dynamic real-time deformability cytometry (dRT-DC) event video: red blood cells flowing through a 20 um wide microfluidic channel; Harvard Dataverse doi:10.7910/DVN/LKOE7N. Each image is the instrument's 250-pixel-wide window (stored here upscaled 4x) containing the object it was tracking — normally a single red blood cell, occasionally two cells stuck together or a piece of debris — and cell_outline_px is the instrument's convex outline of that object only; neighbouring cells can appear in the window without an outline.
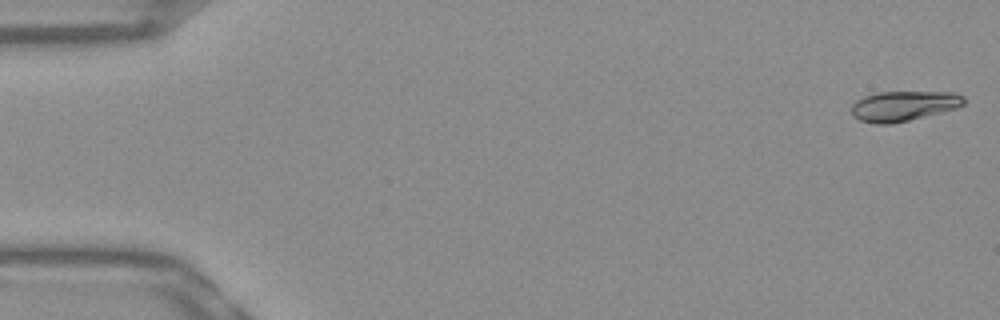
{"species": "Egyptian fruit bat (a non-hibernating species)", "species_latin": "Rousettus aegyptiacus", "temperature_condition": "warm", "stored_images_in_passage": 52, "camera_frame_rate_fps": 3000, "um_per_image_px": 0.085, "frame": {"image": 1, "passage_image": 1, "time_ms": 0.0, "image_size_px": [1000, 320], "cell_outline_px": [[964, 104], [956, 108], [892, 124], [876, 124], [860, 120], [852, 116], [852, 104], [856, 100], [864, 96], [876, 92], [956, 92], [964, 96]], "centroid_in_image_um": [76.78, 9.0], "position_along_channel_um": 8.2, "area_um2": 19.65}}
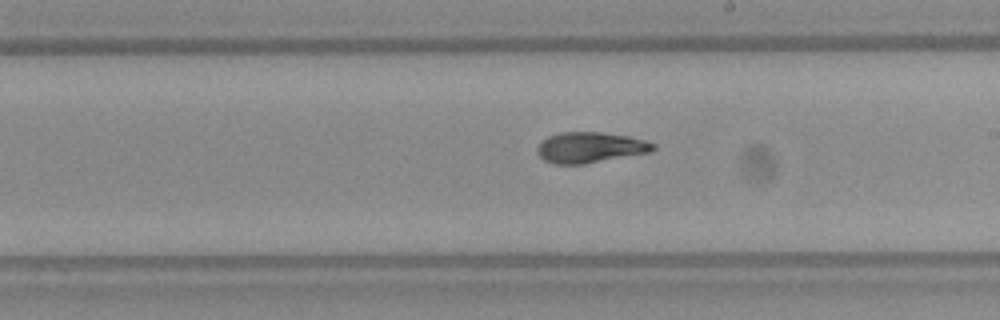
{"frame": {"image": 2, "passage_image": 30, "time_ms": 9.667, "image_size_px": [1000, 320], "cell_outline_px": [[656, 148], [652, 152], [584, 164], [552, 164], [544, 160], [536, 152], [536, 148], [548, 136], [560, 132], [600, 132], [628, 136], [644, 140], [656, 144]], "centroid_in_image_um": [50.17, 12.54], "position_along_channel_um": 238.8, "area_um2": 20.81}}
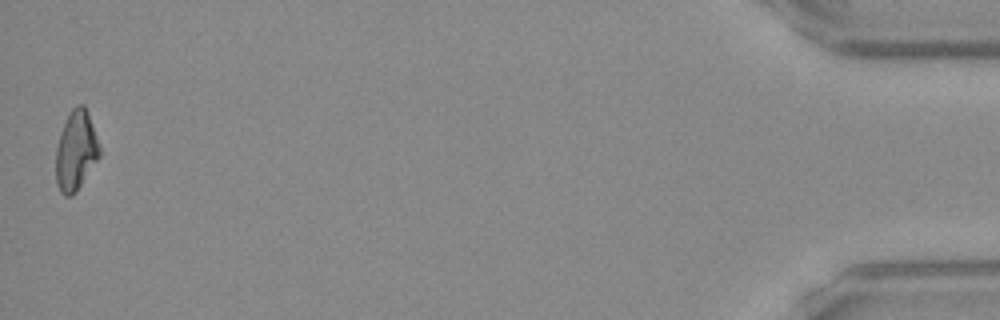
{"frame": {"image": 3, "passage_image": 52, "time_ms": 17.0, "image_size_px": [1000, 320], "cell_outline_px": [[100, 156], [76, 192], [72, 196], [64, 196], [60, 192], [56, 184], [56, 148], [64, 124], [72, 108], [76, 104], [84, 104], [100, 148]], "centroid_in_image_um": [6.44, 12.85], "position_along_channel_um": 428.8, "area_um2": 19.94}, "authors_computed_cell_mechanics": {"area_um2": 20.3745, "velocity_mm_per_s": 3.8594, "shape_relaxation_time_tau1_ms": 6.1146, "shape_relaxation_time_tau2_ms": 1.9258, "deformation_change_tau1": 0.2206, "deformation_change_tau2": 0.0782}}